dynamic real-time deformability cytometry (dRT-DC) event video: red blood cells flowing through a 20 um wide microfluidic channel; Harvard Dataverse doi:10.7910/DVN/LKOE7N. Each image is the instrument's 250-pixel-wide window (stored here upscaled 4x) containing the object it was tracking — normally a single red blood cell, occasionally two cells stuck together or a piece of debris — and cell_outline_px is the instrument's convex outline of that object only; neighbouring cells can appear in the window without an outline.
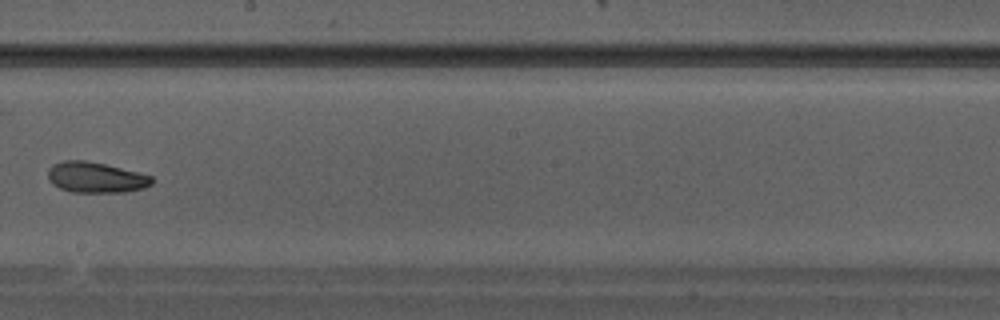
{"species": "Egyptian fruit bat (a non-hibernating species)", "species_latin": "Rousettus aegyptiacus", "temperature_condition": "warm", "stored_images_in_passage": 36, "camera_frame_rate_fps": 3000, "um_per_image_px": 0.085, "animal": {"sex": "male"}, "frame": {"image": 1, "passage_image": 21, "time_ms": 6.667, "image_size_px": [1000, 320], "cell_outline_px": [[156, 180], [152, 184], [144, 188], [124, 192], [72, 192], [60, 188], [52, 184], [48, 180], [48, 168], [52, 164], [64, 160], [84, 160], [104, 164], [152, 176]], "centroid_in_image_um": [8.13, 15.08], "position_along_channel_um": 240.1, "area_um2": 18.61}}